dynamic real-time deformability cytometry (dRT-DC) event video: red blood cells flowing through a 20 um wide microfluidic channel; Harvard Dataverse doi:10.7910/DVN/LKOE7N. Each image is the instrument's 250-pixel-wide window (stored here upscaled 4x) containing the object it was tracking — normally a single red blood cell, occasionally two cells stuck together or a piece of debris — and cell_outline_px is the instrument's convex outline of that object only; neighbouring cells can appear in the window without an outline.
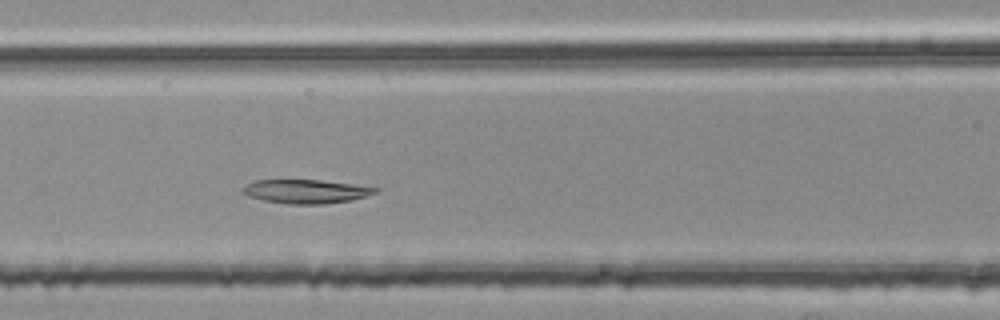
{"species": "common noctule bat (a hibernating species)", "species_latin": "Nyctalus noctula", "temperature_condition": "room temperature", "stored_images_in_passage": 36, "camera_frame_rate_fps": 3000, "um_per_image_px": 0.085, "animal": {"sex": "female", "body_mass_g": 25.1}, "frame": {"image": 1, "passage_image": 8, "time_ms": 2.333, "image_size_px": [1000, 320], "cell_outline_px": [[380, 188], [376, 192], [368, 196], [352, 200], [324, 204], [288, 204], [264, 200], [248, 196], [240, 192], [248, 184], [256, 180], [320, 180]], "centroid_in_image_um": [26.02, 16.28], "position_along_channel_um": 140.6, "area_um2": 18.26}}
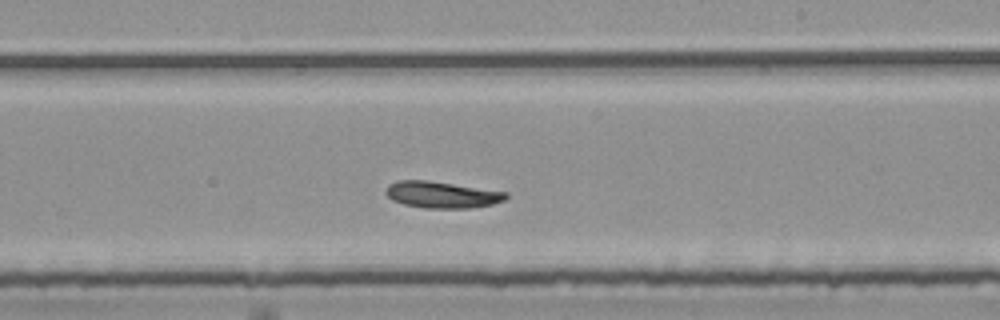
{"frame": {"image": 2, "passage_image": 17, "time_ms": 5.333, "image_size_px": [1000, 320], "cell_outline_px": [[508, 196], [504, 200], [492, 204], [468, 208], [424, 208], [404, 204], [392, 200], [384, 192], [388, 184], [396, 180], [428, 180], [508, 192]], "centroid_in_image_um": [37.53, 16.54], "position_along_channel_um": 251.5, "area_um2": 18.61}}
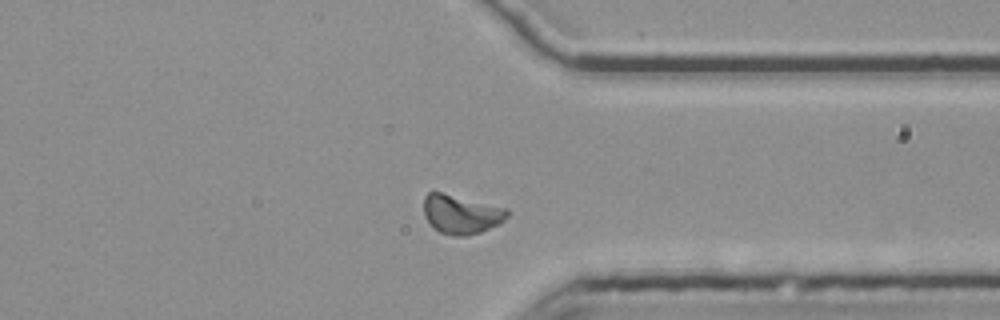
{"frame": {"image": 3, "passage_image": 27, "time_ms": 8.667, "image_size_px": [1000, 320], "cell_outline_px": [[512, 212], [500, 224], [480, 232], [468, 236], [452, 236], [440, 232], [424, 216], [424, 196], [428, 192], [440, 192], [508, 208]], "centroid_in_image_um": [39.24, 18.21], "position_along_channel_um": 372.2, "area_um2": 19.02}, "authors_computed_cell_mechanics": {"area_um2": 18.2648, "velocity_mm_per_s": 3.705, "shape_relaxation_time_tau1_ms": 9.5355, "shape_relaxation_time_tau2_ms": null, "deformation_change_tau1": 0.1686, "deformation_change_tau2": null}}